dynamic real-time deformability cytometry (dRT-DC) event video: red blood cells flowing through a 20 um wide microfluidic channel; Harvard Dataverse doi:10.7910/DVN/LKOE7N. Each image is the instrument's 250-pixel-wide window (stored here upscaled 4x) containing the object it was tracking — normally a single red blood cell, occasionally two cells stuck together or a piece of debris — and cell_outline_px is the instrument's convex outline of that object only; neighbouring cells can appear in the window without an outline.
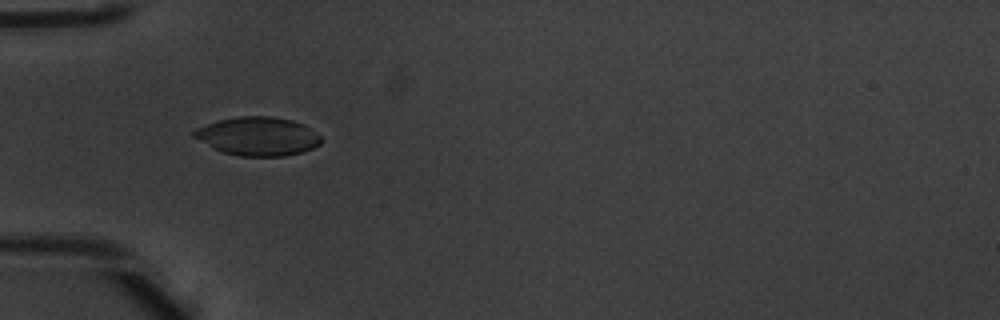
{"species": "common noctule bat (a hibernating species)", "species_latin": "Nyctalus noctula", "temperature_condition": "warm", "stored_images_in_passage": 46, "camera_frame_rate_fps": 3000, "um_per_image_px": 0.085, "animal": {"sex": "male", "body_mass_g": 20.1, "forearm_length_mm": 53.5}, "frame": {"image": 1, "passage_image": 17, "time_ms": 5.333, "image_size_px": [1000, 320], "cell_outline_px": [[320, 144], [312, 148], [300, 152], [284, 156], [240, 156], [224, 152], [212, 148], [192, 136], [192, 132], [196, 128], [220, 120], [240, 116], [272, 116], [292, 120], [304, 124], [316, 132], [320, 136]], "centroid_in_image_um": [21.91, 11.58], "position_along_channel_um": 63.1, "area_um2": 28.44}}
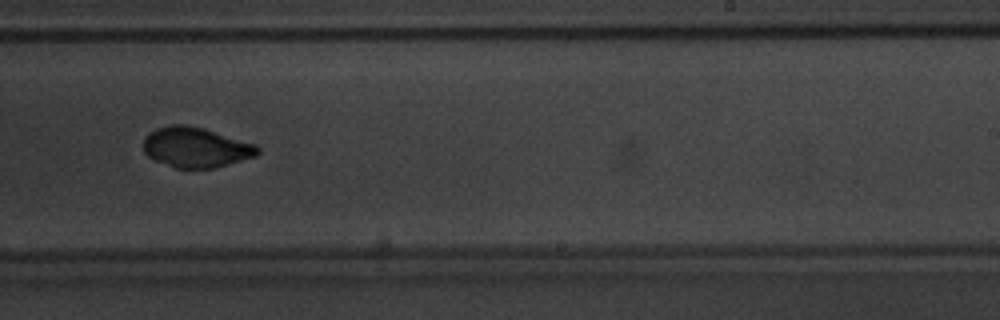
{"frame": {"image": 2, "passage_image": 33, "time_ms": 10.667, "image_size_px": [1000, 320], "cell_outline_px": [[260, 152], [256, 156], [212, 168], [176, 168], [156, 160], [148, 156], [144, 152], [144, 136], [148, 132], [156, 128], [168, 124], [188, 124], [204, 128], [256, 144], [260, 148]], "centroid_in_image_um": [16.63, 12.5], "position_along_channel_um": 272.4, "area_um2": 26.82}}
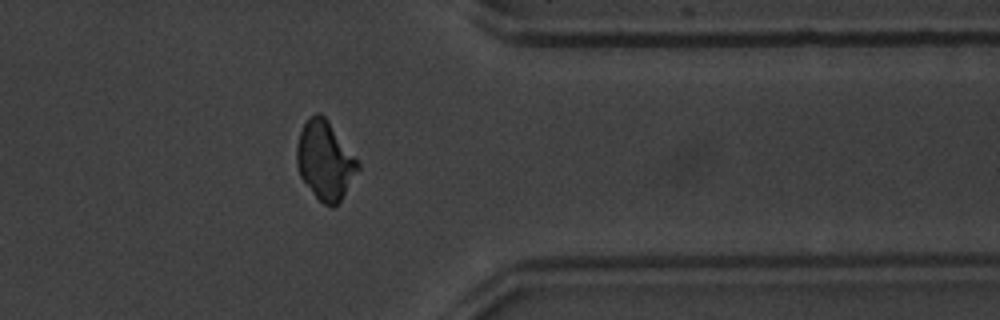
{"frame": {"image": 3, "passage_image": 42, "time_ms": 13.667, "image_size_px": [1000, 320], "cell_outline_px": [[360, 168], [340, 200], [332, 208], [324, 204], [312, 192], [300, 176], [296, 164], [296, 144], [300, 132], [308, 116], [316, 112], [320, 112], [328, 120], [360, 164]], "centroid_in_image_um": [27.6, 13.61], "position_along_channel_um": 383.8, "area_um2": 27.8}, "authors_computed_cell_mechanics": {"area_um2": 26.9059, "velocity_mm_per_s": 3.9797, "shape_relaxation_time_tau1_ms": 3.9536, "shape_relaxation_time_tau2_ms": 2.1606, "deformation_change_tau1": 0.0824, "deformation_change_tau2": 0.0435}}